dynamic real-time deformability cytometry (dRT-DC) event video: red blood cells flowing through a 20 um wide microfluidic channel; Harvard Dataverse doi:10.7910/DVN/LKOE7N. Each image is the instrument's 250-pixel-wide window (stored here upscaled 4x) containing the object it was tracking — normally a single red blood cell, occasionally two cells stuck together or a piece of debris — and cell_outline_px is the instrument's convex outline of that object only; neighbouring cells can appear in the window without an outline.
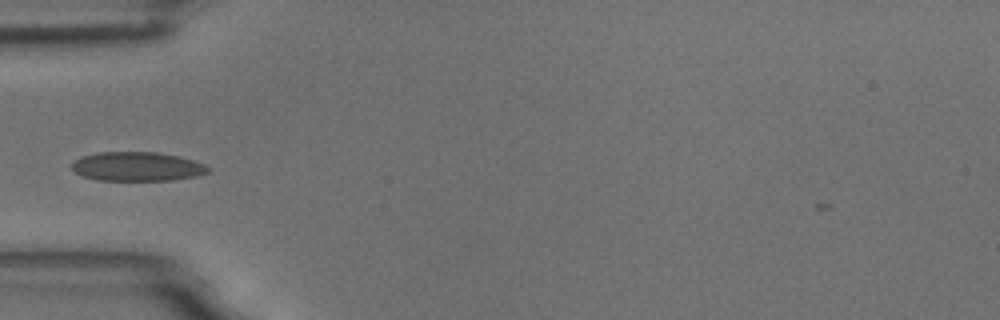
{"species": "common noctule bat (a hibernating species)", "species_latin": "Nyctalus noctula", "temperature_condition": "room temperature", "stored_images_in_passage": 37, "camera_frame_rate_fps": 3000, "um_per_image_px": 0.085, "animal": {"sex": "male", "body_mass_g": 18.8}, "frame": {"image": 1, "passage_image": 1, "time_ms": 0.0, "image_size_px": [1000, 320], "cell_outline_px": [[212, 168], [208, 172], [196, 176], [172, 180], [96, 180], [84, 176], [76, 172], [72, 168], [72, 160], [80, 156], [96, 152], [156, 152], [176, 156], [192, 160], [204, 164]], "centroid_in_image_um": [11.63, 14.15], "position_along_channel_um": 73.4, "area_um2": 23.12}}
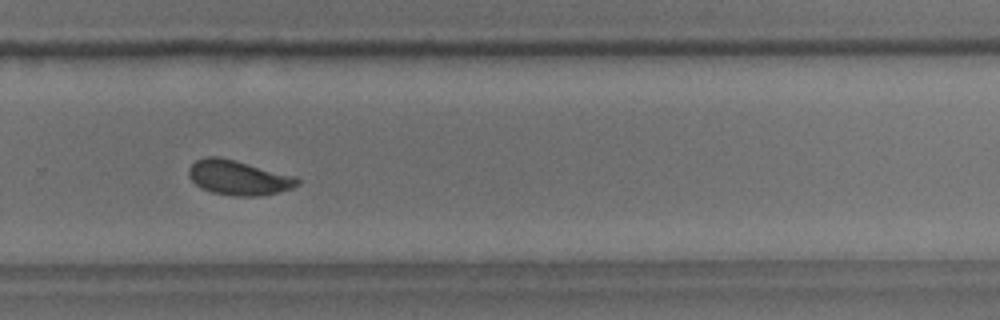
{"frame": {"image": 2, "passage_image": 20, "time_ms": 6.333, "image_size_px": [1000, 320], "cell_outline_px": [[300, 184], [292, 188], [260, 196], [232, 196], [212, 192], [200, 188], [188, 176], [188, 168], [196, 160], [204, 156], [220, 156], [236, 160], [296, 176], [300, 180]], "centroid_in_image_um": [20.26, 15.09], "position_along_channel_um": 309.5, "area_um2": 22.2}}
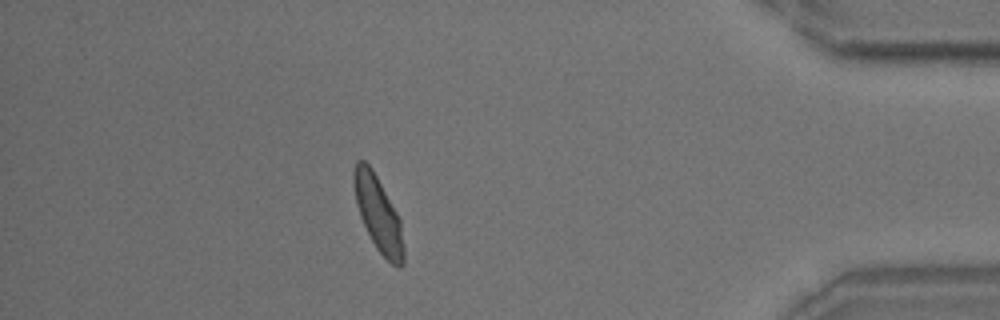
{"frame": {"image": 3, "passage_image": 31, "time_ms": 10.0, "image_size_px": [1000, 320], "cell_outline_px": [[404, 264], [400, 268], [396, 268], [376, 248], [360, 216], [356, 204], [352, 184], [352, 172], [356, 160], [364, 160], [372, 168], [396, 212], [400, 220], [404, 248]], "centroid_in_image_um": [32.13, 18.16], "position_along_channel_um": 403.1, "area_um2": 21.73}}